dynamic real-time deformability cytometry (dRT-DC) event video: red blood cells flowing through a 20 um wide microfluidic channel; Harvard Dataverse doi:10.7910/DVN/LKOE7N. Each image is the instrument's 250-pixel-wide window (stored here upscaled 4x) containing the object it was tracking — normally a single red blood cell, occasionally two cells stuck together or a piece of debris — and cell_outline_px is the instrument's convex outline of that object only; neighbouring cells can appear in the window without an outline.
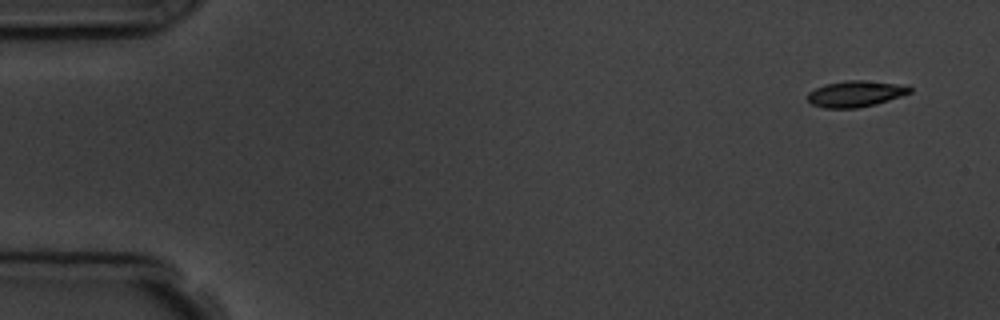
{"species": "common noctule bat (a hibernating species)", "species_latin": "Nyctalus noctula", "temperature_condition": "room temperature", "stored_images_in_passage": 5, "camera_frame_rate_fps": 3000, "um_per_image_px": 0.085, "animal": {"sex": "male", "body_mass_g": 19.5, "forearm_length_mm": 54.6}, "frame": {"image": 1, "passage_image": 1, "time_ms": 0.0, "image_size_px": [1000, 320], "cell_outline_px": [[912, 92], [876, 104], [856, 108], [824, 108], [812, 104], [808, 100], [808, 92], [824, 84], [848, 80], [864, 80], [908, 84], [912, 88]], "centroid_in_image_um": [72.76, 7.96], "position_along_channel_um": 12.2, "area_um2": 15.72}}
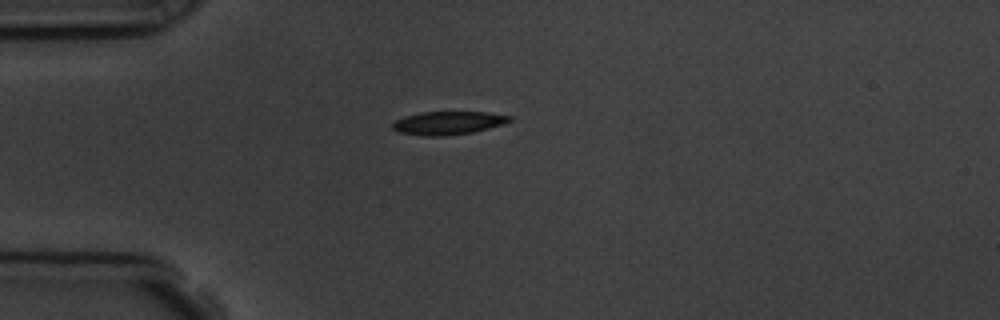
{"frame": {"image": 2, "passage_image": 4, "time_ms": 3.667, "image_size_px": [1000, 320], "cell_outline_px": [[512, 120], [488, 128], [472, 132], [440, 136], [424, 136], [396, 132], [392, 128], [392, 124], [396, 120], [404, 116], [420, 112], [488, 112], [512, 116]], "centroid_in_image_um": [38.04, 10.44], "position_along_channel_um": 47.0, "area_um2": 15.78}}